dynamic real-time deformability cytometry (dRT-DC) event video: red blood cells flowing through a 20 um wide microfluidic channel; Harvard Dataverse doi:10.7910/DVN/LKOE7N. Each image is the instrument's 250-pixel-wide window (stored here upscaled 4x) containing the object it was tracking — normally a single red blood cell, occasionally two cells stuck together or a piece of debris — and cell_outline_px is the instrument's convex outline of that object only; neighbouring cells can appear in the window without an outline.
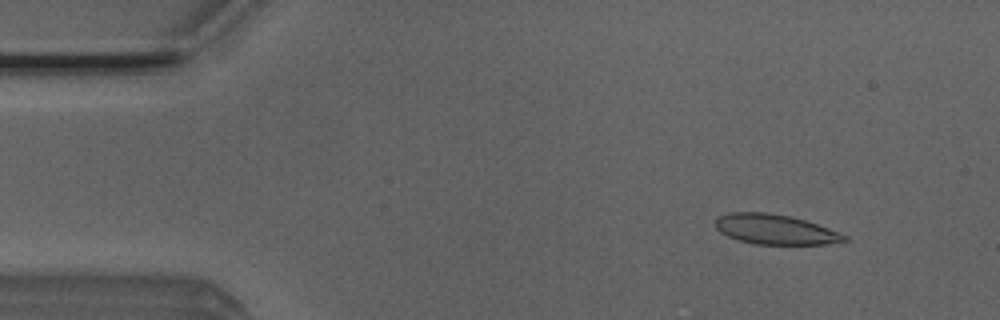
{"species": "Egyptian fruit bat (a non-hibernating species)", "species_latin": "Rousettus aegyptiacus", "temperature_condition": "room temperature", "stored_images_in_passage": 47, "camera_frame_rate_fps": 3000, "um_per_image_px": 0.085, "animal": {"sex": "male"}, "frame": {"image": 1, "passage_image": 1, "time_ms": 0.0, "image_size_px": [1000, 320], "cell_outline_px": [[852, 240], [824, 244], [752, 244], [728, 236], [720, 232], [716, 228], [716, 220], [720, 216], [732, 212], [768, 212], [792, 216], [840, 232], [848, 236]], "centroid_in_image_um": [65.93, 19.5], "position_along_channel_um": 19.1, "area_um2": 22.48}}
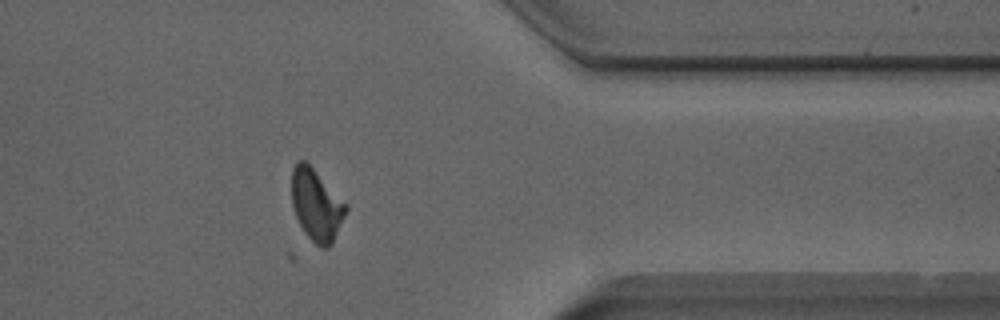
{"frame": {"image": 2, "passage_image": 37, "time_ms": 12.0, "image_size_px": [1000, 320], "cell_outline_px": [[348, 208], [332, 244], [328, 248], [320, 248], [304, 232], [296, 216], [292, 204], [292, 168], [300, 160], [304, 160], [348, 204]], "centroid_in_image_um": [26.91, 17.45], "position_along_channel_um": 384.5, "area_um2": 22.37}}
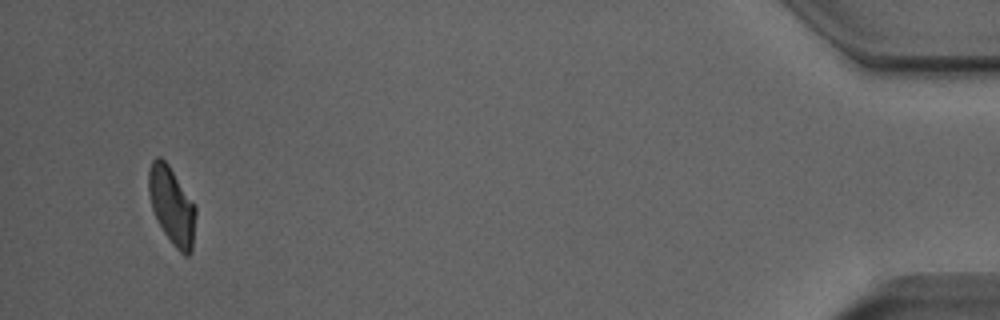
{"frame": {"image": 3, "passage_image": 45, "time_ms": 14.667, "image_size_px": [1000, 320], "cell_outline_px": [[196, 216], [192, 248], [188, 256], [184, 256], [172, 244], [164, 232], [152, 208], [148, 192], [148, 172], [152, 160], [156, 156], [160, 156], [168, 164], [196, 208]], "centroid_in_image_um": [14.6, 17.48], "position_along_channel_um": 420.6, "area_um2": 20.92}, "authors_computed_cell_mechanics": {"area_um2": 19.8832, "velocity_mm_per_s": 3.7256, "shape_relaxation_time_tau1_ms": 1.8465, "shape_relaxation_time_tau2_ms": null, "deformation_change_tau1": 0.3333, "deformation_change_tau2": null}}